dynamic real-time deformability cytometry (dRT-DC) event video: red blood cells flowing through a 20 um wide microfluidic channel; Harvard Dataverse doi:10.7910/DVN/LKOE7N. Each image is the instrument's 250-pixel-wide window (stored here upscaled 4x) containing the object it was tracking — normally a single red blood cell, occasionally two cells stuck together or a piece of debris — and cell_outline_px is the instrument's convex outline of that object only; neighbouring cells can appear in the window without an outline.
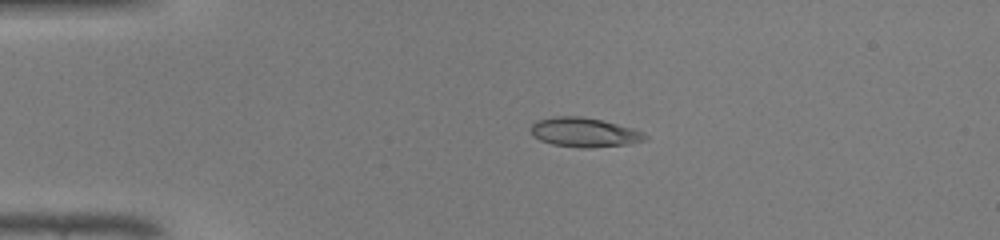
{"species": "common noctule bat (a hibernating species)", "species_latin": "Nyctalus noctula", "temperature_condition": "warm", "stored_images_in_passage": 46, "camera_frame_rate_fps": 3000, "um_per_image_px": 0.085, "animal": {"sex": "male", "body_mass_g": 19.0, "forearm_length_mm": 50.8}, "frame": {"image": 1, "passage_image": 10, "time_ms": 3.0, "image_size_px": [1000, 240], "cell_outline_px": [[648, 136], [644, 140], [628, 144], [588, 148], [580, 148], [552, 144], [540, 140], [532, 136], [528, 128], [536, 120], [556, 116], [580, 116], [604, 120], [632, 128], [644, 132]], "centroid_in_image_um": [49.62, 11.24], "position_along_channel_um": 35.4, "area_um2": 19.77}}
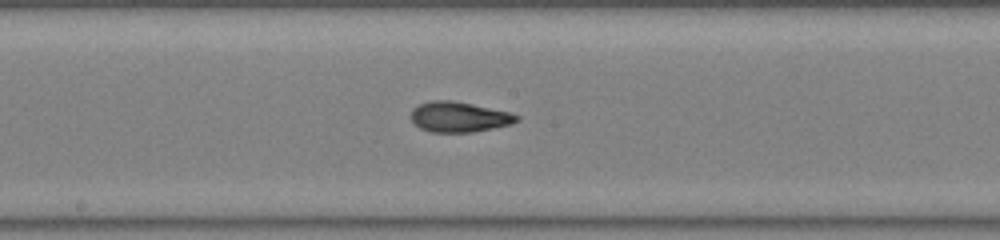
{"frame": {"image": 2, "passage_image": 25, "time_ms": 8.0, "image_size_px": [1000, 240], "cell_outline_px": [[520, 120], [512, 124], [472, 132], [432, 132], [420, 128], [412, 120], [412, 108], [420, 104], [432, 100], [452, 100], [472, 104], [508, 112], [520, 116]], "centroid_in_image_um": [39.03, 9.94], "position_along_channel_um": 209.2, "area_um2": 18.5}}
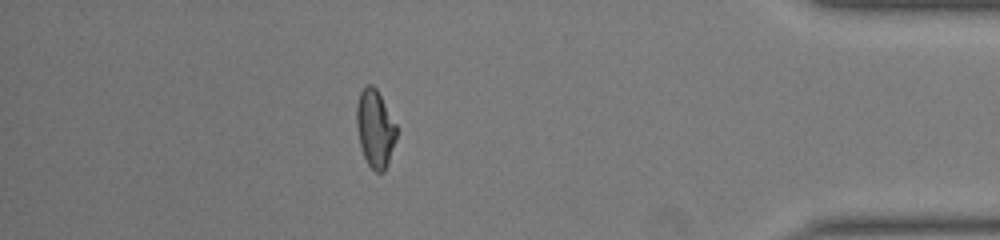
{"frame": {"image": 3, "passage_image": 41, "time_ms": 13.333, "image_size_px": [1000, 240], "cell_outline_px": [[396, 140], [388, 164], [384, 172], [376, 172], [368, 164], [364, 156], [360, 144], [356, 124], [356, 104], [360, 92], [368, 84], [372, 84], [376, 88], [396, 124]], "centroid_in_image_um": [31.88, 10.93], "position_along_channel_um": 403.3, "area_um2": 17.98}, "authors_computed_cell_mechanics": {"area_um2": 18.3515, "velocity_mm_per_s": 4.3622, "shape_relaxation_time_tau1_ms": 5.5815, "shape_relaxation_time_tau2_ms": 1.183, "deformation_change_tau1": 0.2439, "deformation_change_tau2": 0.0725}}